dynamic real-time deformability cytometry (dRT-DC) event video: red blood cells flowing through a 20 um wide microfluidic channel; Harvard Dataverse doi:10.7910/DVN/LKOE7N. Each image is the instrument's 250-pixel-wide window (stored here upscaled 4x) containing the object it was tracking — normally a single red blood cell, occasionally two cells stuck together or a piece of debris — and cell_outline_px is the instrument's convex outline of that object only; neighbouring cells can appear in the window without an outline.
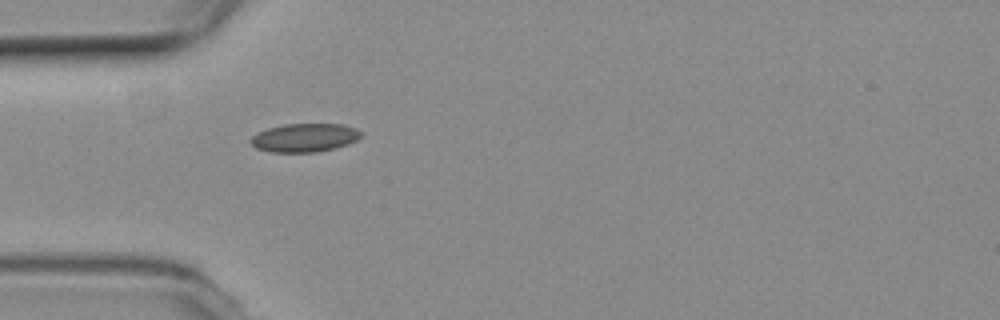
{"species": "common noctule bat (a hibernating species)", "species_latin": "Nyctalus noctula", "temperature_condition": "room temperature", "stored_images_in_passage": 8, "camera_frame_rate_fps": 3000, "um_per_image_px": 0.085, "animal": {"sex": "female", "body_mass_g": 19.3, "forearm_length_mm": 54.1}, "frame": {"image": 1, "passage_image": 1, "time_ms": 0.0, "image_size_px": [1000, 320], "cell_outline_px": [[364, 136], [348, 144], [316, 152], [272, 152], [256, 148], [248, 140], [252, 136], [268, 128], [284, 124], [344, 124], [356, 128], [364, 132]], "centroid_in_image_um": [25.93, 11.69], "position_along_channel_um": 59.1, "area_um2": 18.38}}
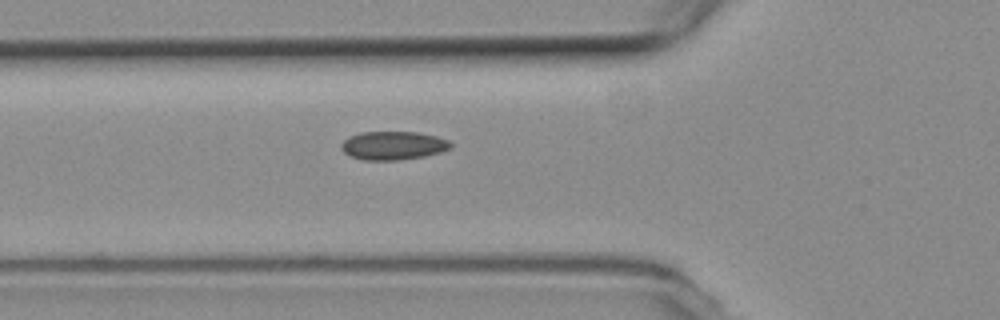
{"frame": {"image": 2, "passage_image": 4, "time_ms": 1.0, "image_size_px": [1000, 320], "cell_outline_px": [[452, 148], [440, 152], [424, 156], [400, 160], [364, 160], [352, 156], [344, 152], [340, 148], [340, 144], [348, 136], [360, 132], [416, 132], [436, 136], [448, 140], [452, 144]], "centroid_in_image_um": [33.41, 12.36], "position_along_channel_um": 92.4, "area_um2": 18.21}}
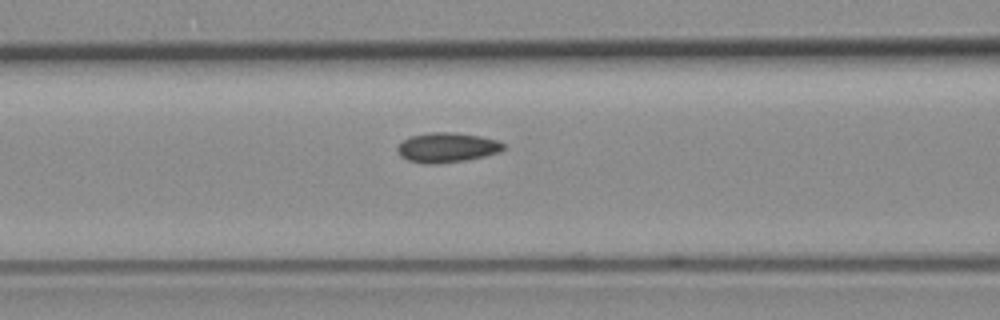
{"frame": {"image": 3, "passage_image": 7, "time_ms": 2.0, "image_size_px": [1000, 320], "cell_outline_px": [[504, 148], [500, 152], [484, 156], [464, 160], [436, 164], [424, 164], [408, 160], [400, 156], [396, 152], [396, 148], [404, 140], [412, 136], [428, 132], [452, 132], [480, 136], [500, 140], [504, 144]], "centroid_in_image_um": [37.99, 12.54], "position_along_channel_um": 128.6, "area_um2": 18.44}}